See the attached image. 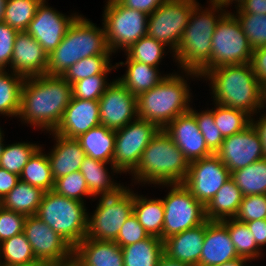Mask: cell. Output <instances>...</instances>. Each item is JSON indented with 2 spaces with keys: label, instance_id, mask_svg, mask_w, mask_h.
Returning <instances> with one entry per match:
<instances>
[{
  "label": "cell",
  "instance_id": "obj_27",
  "mask_svg": "<svg viewBox=\"0 0 266 266\" xmlns=\"http://www.w3.org/2000/svg\"><path fill=\"white\" fill-rule=\"evenodd\" d=\"M116 68L126 65L125 74L118 78L133 95L136 97L141 93L151 90L157 86L165 77L159 72V67H153L139 61L126 60V62L116 63Z\"/></svg>",
  "mask_w": 266,
  "mask_h": 266
},
{
  "label": "cell",
  "instance_id": "obj_37",
  "mask_svg": "<svg viewBox=\"0 0 266 266\" xmlns=\"http://www.w3.org/2000/svg\"><path fill=\"white\" fill-rule=\"evenodd\" d=\"M221 222L227 227L229 236L239 257L247 258L249 261L261 257L262 248L260 249L257 246L254 236L246 223L240 222L235 218L224 219Z\"/></svg>",
  "mask_w": 266,
  "mask_h": 266
},
{
  "label": "cell",
  "instance_id": "obj_1",
  "mask_svg": "<svg viewBox=\"0 0 266 266\" xmlns=\"http://www.w3.org/2000/svg\"><path fill=\"white\" fill-rule=\"evenodd\" d=\"M72 98L71 84L62 76L40 75L24 79L18 118L34 128L52 132Z\"/></svg>",
  "mask_w": 266,
  "mask_h": 266
},
{
  "label": "cell",
  "instance_id": "obj_53",
  "mask_svg": "<svg viewBox=\"0 0 266 266\" xmlns=\"http://www.w3.org/2000/svg\"><path fill=\"white\" fill-rule=\"evenodd\" d=\"M19 181V175L10 173L0 167V201L16 186Z\"/></svg>",
  "mask_w": 266,
  "mask_h": 266
},
{
  "label": "cell",
  "instance_id": "obj_64",
  "mask_svg": "<svg viewBox=\"0 0 266 266\" xmlns=\"http://www.w3.org/2000/svg\"><path fill=\"white\" fill-rule=\"evenodd\" d=\"M3 148H4V144H0V157H1L2 152H3Z\"/></svg>",
  "mask_w": 266,
  "mask_h": 266
},
{
  "label": "cell",
  "instance_id": "obj_16",
  "mask_svg": "<svg viewBox=\"0 0 266 266\" xmlns=\"http://www.w3.org/2000/svg\"><path fill=\"white\" fill-rule=\"evenodd\" d=\"M100 123L118 130L138 119L137 97L115 79L99 98Z\"/></svg>",
  "mask_w": 266,
  "mask_h": 266
},
{
  "label": "cell",
  "instance_id": "obj_60",
  "mask_svg": "<svg viewBox=\"0 0 266 266\" xmlns=\"http://www.w3.org/2000/svg\"><path fill=\"white\" fill-rule=\"evenodd\" d=\"M7 0H0V23L3 22L4 9Z\"/></svg>",
  "mask_w": 266,
  "mask_h": 266
},
{
  "label": "cell",
  "instance_id": "obj_17",
  "mask_svg": "<svg viewBox=\"0 0 266 266\" xmlns=\"http://www.w3.org/2000/svg\"><path fill=\"white\" fill-rule=\"evenodd\" d=\"M46 3V0H42L38 5L26 32L50 55L59 46L70 25L79 15L75 13L69 17Z\"/></svg>",
  "mask_w": 266,
  "mask_h": 266
},
{
  "label": "cell",
  "instance_id": "obj_35",
  "mask_svg": "<svg viewBox=\"0 0 266 266\" xmlns=\"http://www.w3.org/2000/svg\"><path fill=\"white\" fill-rule=\"evenodd\" d=\"M231 179L243 196L266 194V158L231 172Z\"/></svg>",
  "mask_w": 266,
  "mask_h": 266
},
{
  "label": "cell",
  "instance_id": "obj_30",
  "mask_svg": "<svg viewBox=\"0 0 266 266\" xmlns=\"http://www.w3.org/2000/svg\"><path fill=\"white\" fill-rule=\"evenodd\" d=\"M45 191L39 187L22 182L16 186L0 201V205L25 216L36 215Z\"/></svg>",
  "mask_w": 266,
  "mask_h": 266
},
{
  "label": "cell",
  "instance_id": "obj_61",
  "mask_svg": "<svg viewBox=\"0 0 266 266\" xmlns=\"http://www.w3.org/2000/svg\"><path fill=\"white\" fill-rule=\"evenodd\" d=\"M265 105H266V84L262 86V106H261V109L266 108Z\"/></svg>",
  "mask_w": 266,
  "mask_h": 266
},
{
  "label": "cell",
  "instance_id": "obj_11",
  "mask_svg": "<svg viewBox=\"0 0 266 266\" xmlns=\"http://www.w3.org/2000/svg\"><path fill=\"white\" fill-rule=\"evenodd\" d=\"M171 189L164 199L162 241L207 221L205 206L193 197L183 183L159 184Z\"/></svg>",
  "mask_w": 266,
  "mask_h": 266
},
{
  "label": "cell",
  "instance_id": "obj_66",
  "mask_svg": "<svg viewBox=\"0 0 266 266\" xmlns=\"http://www.w3.org/2000/svg\"><path fill=\"white\" fill-rule=\"evenodd\" d=\"M66 266H75L73 263H71V264H68V265H66Z\"/></svg>",
  "mask_w": 266,
  "mask_h": 266
},
{
  "label": "cell",
  "instance_id": "obj_62",
  "mask_svg": "<svg viewBox=\"0 0 266 266\" xmlns=\"http://www.w3.org/2000/svg\"><path fill=\"white\" fill-rule=\"evenodd\" d=\"M211 5H222L226 0H209Z\"/></svg>",
  "mask_w": 266,
  "mask_h": 266
},
{
  "label": "cell",
  "instance_id": "obj_36",
  "mask_svg": "<svg viewBox=\"0 0 266 266\" xmlns=\"http://www.w3.org/2000/svg\"><path fill=\"white\" fill-rule=\"evenodd\" d=\"M10 73L0 70V115L18 117L25 78L12 71Z\"/></svg>",
  "mask_w": 266,
  "mask_h": 266
},
{
  "label": "cell",
  "instance_id": "obj_38",
  "mask_svg": "<svg viewBox=\"0 0 266 266\" xmlns=\"http://www.w3.org/2000/svg\"><path fill=\"white\" fill-rule=\"evenodd\" d=\"M112 55H94L79 60L62 75V77L71 85L81 79L91 77L97 74H108L111 70L117 69L112 65L110 59Z\"/></svg>",
  "mask_w": 266,
  "mask_h": 266
},
{
  "label": "cell",
  "instance_id": "obj_28",
  "mask_svg": "<svg viewBox=\"0 0 266 266\" xmlns=\"http://www.w3.org/2000/svg\"><path fill=\"white\" fill-rule=\"evenodd\" d=\"M86 156L102 162H113L116 130L99 125L76 138Z\"/></svg>",
  "mask_w": 266,
  "mask_h": 266
},
{
  "label": "cell",
  "instance_id": "obj_49",
  "mask_svg": "<svg viewBox=\"0 0 266 266\" xmlns=\"http://www.w3.org/2000/svg\"><path fill=\"white\" fill-rule=\"evenodd\" d=\"M149 235L145 231L144 227L139 223L137 217L132 213L123 226L121 227L119 234L115 242L122 248L144 240L148 238Z\"/></svg>",
  "mask_w": 266,
  "mask_h": 266
},
{
  "label": "cell",
  "instance_id": "obj_54",
  "mask_svg": "<svg viewBox=\"0 0 266 266\" xmlns=\"http://www.w3.org/2000/svg\"><path fill=\"white\" fill-rule=\"evenodd\" d=\"M246 224L253 234L257 246L259 248L266 246V219L253 220Z\"/></svg>",
  "mask_w": 266,
  "mask_h": 266
},
{
  "label": "cell",
  "instance_id": "obj_48",
  "mask_svg": "<svg viewBox=\"0 0 266 266\" xmlns=\"http://www.w3.org/2000/svg\"><path fill=\"white\" fill-rule=\"evenodd\" d=\"M24 214L7 210L0 205V243L24 232Z\"/></svg>",
  "mask_w": 266,
  "mask_h": 266
},
{
  "label": "cell",
  "instance_id": "obj_34",
  "mask_svg": "<svg viewBox=\"0 0 266 266\" xmlns=\"http://www.w3.org/2000/svg\"><path fill=\"white\" fill-rule=\"evenodd\" d=\"M40 146L23 167L20 180L32 186L39 187L43 191H51L54 188V177L48 156L42 152Z\"/></svg>",
  "mask_w": 266,
  "mask_h": 266
},
{
  "label": "cell",
  "instance_id": "obj_43",
  "mask_svg": "<svg viewBox=\"0 0 266 266\" xmlns=\"http://www.w3.org/2000/svg\"><path fill=\"white\" fill-rule=\"evenodd\" d=\"M236 9L235 16L240 22L251 48L254 50L266 46V14L242 13L238 8Z\"/></svg>",
  "mask_w": 266,
  "mask_h": 266
},
{
  "label": "cell",
  "instance_id": "obj_56",
  "mask_svg": "<svg viewBox=\"0 0 266 266\" xmlns=\"http://www.w3.org/2000/svg\"><path fill=\"white\" fill-rule=\"evenodd\" d=\"M260 117L258 118L259 120L256 121L252 117L251 124L254 126L260 136L263 146L264 158H266V114H262Z\"/></svg>",
  "mask_w": 266,
  "mask_h": 266
},
{
  "label": "cell",
  "instance_id": "obj_51",
  "mask_svg": "<svg viewBox=\"0 0 266 266\" xmlns=\"http://www.w3.org/2000/svg\"><path fill=\"white\" fill-rule=\"evenodd\" d=\"M250 64L255 73L256 78L263 86L266 84V46L253 50Z\"/></svg>",
  "mask_w": 266,
  "mask_h": 266
},
{
  "label": "cell",
  "instance_id": "obj_10",
  "mask_svg": "<svg viewBox=\"0 0 266 266\" xmlns=\"http://www.w3.org/2000/svg\"><path fill=\"white\" fill-rule=\"evenodd\" d=\"M210 70L222 65L251 61L253 49L234 13L227 11L217 22L212 37Z\"/></svg>",
  "mask_w": 266,
  "mask_h": 266
},
{
  "label": "cell",
  "instance_id": "obj_42",
  "mask_svg": "<svg viewBox=\"0 0 266 266\" xmlns=\"http://www.w3.org/2000/svg\"><path fill=\"white\" fill-rule=\"evenodd\" d=\"M39 147V144L30 142H18L10 145L4 144L0 157V167L20 176L23 167Z\"/></svg>",
  "mask_w": 266,
  "mask_h": 266
},
{
  "label": "cell",
  "instance_id": "obj_57",
  "mask_svg": "<svg viewBox=\"0 0 266 266\" xmlns=\"http://www.w3.org/2000/svg\"><path fill=\"white\" fill-rule=\"evenodd\" d=\"M156 266H191L178 260H174L163 254Z\"/></svg>",
  "mask_w": 266,
  "mask_h": 266
},
{
  "label": "cell",
  "instance_id": "obj_21",
  "mask_svg": "<svg viewBox=\"0 0 266 266\" xmlns=\"http://www.w3.org/2000/svg\"><path fill=\"white\" fill-rule=\"evenodd\" d=\"M99 125H101L99 101L72 97L53 132L68 138H78Z\"/></svg>",
  "mask_w": 266,
  "mask_h": 266
},
{
  "label": "cell",
  "instance_id": "obj_8",
  "mask_svg": "<svg viewBox=\"0 0 266 266\" xmlns=\"http://www.w3.org/2000/svg\"><path fill=\"white\" fill-rule=\"evenodd\" d=\"M103 12V27L109 50L128 49L141 37L147 36L148 15L127 8L118 0H108Z\"/></svg>",
  "mask_w": 266,
  "mask_h": 266
},
{
  "label": "cell",
  "instance_id": "obj_52",
  "mask_svg": "<svg viewBox=\"0 0 266 266\" xmlns=\"http://www.w3.org/2000/svg\"><path fill=\"white\" fill-rule=\"evenodd\" d=\"M123 6L150 15L167 0H118Z\"/></svg>",
  "mask_w": 266,
  "mask_h": 266
},
{
  "label": "cell",
  "instance_id": "obj_65",
  "mask_svg": "<svg viewBox=\"0 0 266 266\" xmlns=\"http://www.w3.org/2000/svg\"><path fill=\"white\" fill-rule=\"evenodd\" d=\"M37 266H52V265H46V264H39Z\"/></svg>",
  "mask_w": 266,
  "mask_h": 266
},
{
  "label": "cell",
  "instance_id": "obj_2",
  "mask_svg": "<svg viewBox=\"0 0 266 266\" xmlns=\"http://www.w3.org/2000/svg\"><path fill=\"white\" fill-rule=\"evenodd\" d=\"M202 8L199 3L192 8L181 42L172 56L180 70L182 68L186 73L185 76L191 78H202L210 70L214 30L228 11L221 5H209L205 10Z\"/></svg>",
  "mask_w": 266,
  "mask_h": 266
},
{
  "label": "cell",
  "instance_id": "obj_22",
  "mask_svg": "<svg viewBox=\"0 0 266 266\" xmlns=\"http://www.w3.org/2000/svg\"><path fill=\"white\" fill-rule=\"evenodd\" d=\"M236 258L239 256L227 227L221 221L207 220L199 266H217Z\"/></svg>",
  "mask_w": 266,
  "mask_h": 266
},
{
  "label": "cell",
  "instance_id": "obj_41",
  "mask_svg": "<svg viewBox=\"0 0 266 266\" xmlns=\"http://www.w3.org/2000/svg\"><path fill=\"white\" fill-rule=\"evenodd\" d=\"M165 46L155 38L141 37L136 43L125 50L126 60L139 61L158 67L165 55Z\"/></svg>",
  "mask_w": 266,
  "mask_h": 266
},
{
  "label": "cell",
  "instance_id": "obj_5",
  "mask_svg": "<svg viewBox=\"0 0 266 266\" xmlns=\"http://www.w3.org/2000/svg\"><path fill=\"white\" fill-rule=\"evenodd\" d=\"M94 55H112L105 29L79 15L70 25L59 46L48 55L47 75L62 76L81 59Z\"/></svg>",
  "mask_w": 266,
  "mask_h": 266
},
{
  "label": "cell",
  "instance_id": "obj_55",
  "mask_svg": "<svg viewBox=\"0 0 266 266\" xmlns=\"http://www.w3.org/2000/svg\"><path fill=\"white\" fill-rule=\"evenodd\" d=\"M242 13L266 14V0H244L237 7Z\"/></svg>",
  "mask_w": 266,
  "mask_h": 266
},
{
  "label": "cell",
  "instance_id": "obj_33",
  "mask_svg": "<svg viewBox=\"0 0 266 266\" xmlns=\"http://www.w3.org/2000/svg\"><path fill=\"white\" fill-rule=\"evenodd\" d=\"M39 264L41 263L36 259L24 232L0 243V266H37Z\"/></svg>",
  "mask_w": 266,
  "mask_h": 266
},
{
  "label": "cell",
  "instance_id": "obj_18",
  "mask_svg": "<svg viewBox=\"0 0 266 266\" xmlns=\"http://www.w3.org/2000/svg\"><path fill=\"white\" fill-rule=\"evenodd\" d=\"M215 154L230 173L264 158L260 136L252 124L242 132L225 137Z\"/></svg>",
  "mask_w": 266,
  "mask_h": 266
},
{
  "label": "cell",
  "instance_id": "obj_32",
  "mask_svg": "<svg viewBox=\"0 0 266 266\" xmlns=\"http://www.w3.org/2000/svg\"><path fill=\"white\" fill-rule=\"evenodd\" d=\"M124 266H156L164 254V242L155 236L121 248Z\"/></svg>",
  "mask_w": 266,
  "mask_h": 266
},
{
  "label": "cell",
  "instance_id": "obj_19",
  "mask_svg": "<svg viewBox=\"0 0 266 266\" xmlns=\"http://www.w3.org/2000/svg\"><path fill=\"white\" fill-rule=\"evenodd\" d=\"M164 130L189 163L213 154L206 146L195 116L190 111L176 117Z\"/></svg>",
  "mask_w": 266,
  "mask_h": 266
},
{
  "label": "cell",
  "instance_id": "obj_12",
  "mask_svg": "<svg viewBox=\"0 0 266 266\" xmlns=\"http://www.w3.org/2000/svg\"><path fill=\"white\" fill-rule=\"evenodd\" d=\"M197 3L196 0H167L148 15L147 36L170 46L169 52L175 54L191 10Z\"/></svg>",
  "mask_w": 266,
  "mask_h": 266
},
{
  "label": "cell",
  "instance_id": "obj_20",
  "mask_svg": "<svg viewBox=\"0 0 266 266\" xmlns=\"http://www.w3.org/2000/svg\"><path fill=\"white\" fill-rule=\"evenodd\" d=\"M48 54L26 31L15 37L10 71L24 78L47 74Z\"/></svg>",
  "mask_w": 266,
  "mask_h": 266
},
{
  "label": "cell",
  "instance_id": "obj_63",
  "mask_svg": "<svg viewBox=\"0 0 266 266\" xmlns=\"http://www.w3.org/2000/svg\"><path fill=\"white\" fill-rule=\"evenodd\" d=\"M4 133L2 132L1 128H0V144H4L3 141H4Z\"/></svg>",
  "mask_w": 266,
  "mask_h": 266
},
{
  "label": "cell",
  "instance_id": "obj_26",
  "mask_svg": "<svg viewBox=\"0 0 266 266\" xmlns=\"http://www.w3.org/2000/svg\"><path fill=\"white\" fill-rule=\"evenodd\" d=\"M110 164L113 173H120L112 163L102 162L86 156L81 164L80 172L84 176L90 194L97 196H108L118 193L123 187V184L114 182V179L109 175L108 169L105 167ZM113 179V180H112Z\"/></svg>",
  "mask_w": 266,
  "mask_h": 266
},
{
  "label": "cell",
  "instance_id": "obj_6",
  "mask_svg": "<svg viewBox=\"0 0 266 266\" xmlns=\"http://www.w3.org/2000/svg\"><path fill=\"white\" fill-rule=\"evenodd\" d=\"M178 72L168 74L155 87L137 96L138 118L164 129L171 121L190 110V85Z\"/></svg>",
  "mask_w": 266,
  "mask_h": 266
},
{
  "label": "cell",
  "instance_id": "obj_58",
  "mask_svg": "<svg viewBox=\"0 0 266 266\" xmlns=\"http://www.w3.org/2000/svg\"><path fill=\"white\" fill-rule=\"evenodd\" d=\"M247 261H249L247 258L239 257L217 266H246Z\"/></svg>",
  "mask_w": 266,
  "mask_h": 266
},
{
  "label": "cell",
  "instance_id": "obj_39",
  "mask_svg": "<svg viewBox=\"0 0 266 266\" xmlns=\"http://www.w3.org/2000/svg\"><path fill=\"white\" fill-rule=\"evenodd\" d=\"M214 106V121L224 138L242 132L251 125L252 117L244 111L217 103Z\"/></svg>",
  "mask_w": 266,
  "mask_h": 266
},
{
  "label": "cell",
  "instance_id": "obj_14",
  "mask_svg": "<svg viewBox=\"0 0 266 266\" xmlns=\"http://www.w3.org/2000/svg\"><path fill=\"white\" fill-rule=\"evenodd\" d=\"M158 131L154 123L139 118L116 130L113 166L120 173L131 174L140 162L142 152Z\"/></svg>",
  "mask_w": 266,
  "mask_h": 266
},
{
  "label": "cell",
  "instance_id": "obj_47",
  "mask_svg": "<svg viewBox=\"0 0 266 266\" xmlns=\"http://www.w3.org/2000/svg\"><path fill=\"white\" fill-rule=\"evenodd\" d=\"M234 218L244 223L266 219V194L243 196Z\"/></svg>",
  "mask_w": 266,
  "mask_h": 266
},
{
  "label": "cell",
  "instance_id": "obj_40",
  "mask_svg": "<svg viewBox=\"0 0 266 266\" xmlns=\"http://www.w3.org/2000/svg\"><path fill=\"white\" fill-rule=\"evenodd\" d=\"M42 0H7L3 22L19 32L26 31Z\"/></svg>",
  "mask_w": 266,
  "mask_h": 266
},
{
  "label": "cell",
  "instance_id": "obj_3",
  "mask_svg": "<svg viewBox=\"0 0 266 266\" xmlns=\"http://www.w3.org/2000/svg\"><path fill=\"white\" fill-rule=\"evenodd\" d=\"M202 78L210 81L214 103L242 110L251 117L262 110V85L250 62L222 65L209 70Z\"/></svg>",
  "mask_w": 266,
  "mask_h": 266
},
{
  "label": "cell",
  "instance_id": "obj_45",
  "mask_svg": "<svg viewBox=\"0 0 266 266\" xmlns=\"http://www.w3.org/2000/svg\"><path fill=\"white\" fill-rule=\"evenodd\" d=\"M53 191L59 195L81 202H85L83 199L84 196L93 197L80 171H75L56 179Z\"/></svg>",
  "mask_w": 266,
  "mask_h": 266
},
{
  "label": "cell",
  "instance_id": "obj_9",
  "mask_svg": "<svg viewBox=\"0 0 266 266\" xmlns=\"http://www.w3.org/2000/svg\"><path fill=\"white\" fill-rule=\"evenodd\" d=\"M131 190L126 186L116 194L100 196L94 213H88L86 237L99 241L116 240L124 222L133 213Z\"/></svg>",
  "mask_w": 266,
  "mask_h": 266
},
{
  "label": "cell",
  "instance_id": "obj_25",
  "mask_svg": "<svg viewBox=\"0 0 266 266\" xmlns=\"http://www.w3.org/2000/svg\"><path fill=\"white\" fill-rule=\"evenodd\" d=\"M55 138L56 143L47 153L54 180L79 171L86 157L85 152L76 138H68L53 131L49 132Z\"/></svg>",
  "mask_w": 266,
  "mask_h": 266
},
{
  "label": "cell",
  "instance_id": "obj_31",
  "mask_svg": "<svg viewBox=\"0 0 266 266\" xmlns=\"http://www.w3.org/2000/svg\"><path fill=\"white\" fill-rule=\"evenodd\" d=\"M133 213L149 236L162 240L164 204L162 199H148L133 192Z\"/></svg>",
  "mask_w": 266,
  "mask_h": 266
},
{
  "label": "cell",
  "instance_id": "obj_50",
  "mask_svg": "<svg viewBox=\"0 0 266 266\" xmlns=\"http://www.w3.org/2000/svg\"><path fill=\"white\" fill-rule=\"evenodd\" d=\"M19 31L7 23H0V70H7L11 65L15 37Z\"/></svg>",
  "mask_w": 266,
  "mask_h": 266
},
{
  "label": "cell",
  "instance_id": "obj_15",
  "mask_svg": "<svg viewBox=\"0 0 266 266\" xmlns=\"http://www.w3.org/2000/svg\"><path fill=\"white\" fill-rule=\"evenodd\" d=\"M231 178L229 169L216 154L192 161L183 185L195 199L206 206Z\"/></svg>",
  "mask_w": 266,
  "mask_h": 266
},
{
  "label": "cell",
  "instance_id": "obj_46",
  "mask_svg": "<svg viewBox=\"0 0 266 266\" xmlns=\"http://www.w3.org/2000/svg\"><path fill=\"white\" fill-rule=\"evenodd\" d=\"M106 78L107 74H97L74 82L71 85L72 97L99 101L106 88L111 84V82L107 83Z\"/></svg>",
  "mask_w": 266,
  "mask_h": 266
},
{
  "label": "cell",
  "instance_id": "obj_13",
  "mask_svg": "<svg viewBox=\"0 0 266 266\" xmlns=\"http://www.w3.org/2000/svg\"><path fill=\"white\" fill-rule=\"evenodd\" d=\"M24 233L41 264L66 266L73 262V247L38 216H27Z\"/></svg>",
  "mask_w": 266,
  "mask_h": 266
},
{
  "label": "cell",
  "instance_id": "obj_44",
  "mask_svg": "<svg viewBox=\"0 0 266 266\" xmlns=\"http://www.w3.org/2000/svg\"><path fill=\"white\" fill-rule=\"evenodd\" d=\"M189 111L195 116L198 129L204 137L206 146L213 154H215L220 149L224 137L215 124L213 108L201 112L199 111L198 113V111H195L190 107Z\"/></svg>",
  "mask_w": 266,
  "mask_h": 266
},
{
  "label": "cell",
  "instance_id": "obj_23",
  "mask_svg": "<svg viewBox=\"0 0 266 266\" xmlns=\"http://www.w3.org/2000/svg\"><path fill=\"white\" fill-rule=\"evenodd\" d=\"M75 266H124L121 247L115 241L85 237L73 248Z\"/></svg>",
  "mask_w": 266,
  "mask_h": 266
},
{
  "label": "cell",
  "instance_id": "obj_29",
  "mask_svg": "<svg viewBox=\"0 0 266 266\" xmlns=\"http://www.w3.org/2000/svg\"><path fill=\"white\" fill-rule=\"evenodd\" d=\"M243 194L230 178L217 191L205 206V216L209 221H221L234 218L242 202Z\"/></svg>",
  "mask_w": 266,
  "mask_h": 266
},
{
  "label": "cell",
  "instance_id": "obj_7",
  "mask_svg": "<svg viewBox=\"0 0 266 266\" xmlns=\"http://www.w3.org/2000/svg\"><path fill=\"white\" fill-rule=\"evenodd\" d=\"M85 205L51 190L44 193L36 216L74 248L86 237L88 212Z\"/></svg>",
  "mask_w": 266,
  "mask_h": 266
},
{
  "label": "cell",
  "instance_id": "obj_4",
  "mask_svg": "<svg viewBox=\"0 0 266 266\" xmlns=\"http://www.w3.org/2000/svg\"><path fill=\"white\" fill-rule=\"evenodd\" d=\"M188 171L189 161L183 152L164 129H159L142 152L140 162L131 174L135 183L158 186L183 183Z\"/></svg>",
  "mask_w": 266,
  "mask_h": 266
},
{
  "label": "cell",
  "instance_id": "obj_24",
  "mask_svg": "<svg viewBox=\"0 0 266 266\" xmlns=\"http://www.w3.org/2000/svg\"><path fill=\"white\" fill-rule=\"evenodd\" d=\"M205 236V223L165 239L164 254L179 262L199 266Z\"/></svg>",
  "mask_w": 266,
  "mask_h": 266
},
{
  "label": "cell",
  "instance_id": "obj_59",
  "mask_svg": "<svg viewBox=\"0 0 266 266\" xmlns=\"http://www.w3.org/2000/svg\"><path fill=\"white\" fill-rule=\"evenodd\" d=\"M233 1H234L235 3L237 2V3H236L237 5H235V8H236V7H238L239 5H241V4L243 3L244 0H226L221 6H222L223 8H225V7L227 8L229 5L233 4V3H232Z\"/></svg>",
  "mask_w": 266,
  "mask_h": 266
}]
</instances>
